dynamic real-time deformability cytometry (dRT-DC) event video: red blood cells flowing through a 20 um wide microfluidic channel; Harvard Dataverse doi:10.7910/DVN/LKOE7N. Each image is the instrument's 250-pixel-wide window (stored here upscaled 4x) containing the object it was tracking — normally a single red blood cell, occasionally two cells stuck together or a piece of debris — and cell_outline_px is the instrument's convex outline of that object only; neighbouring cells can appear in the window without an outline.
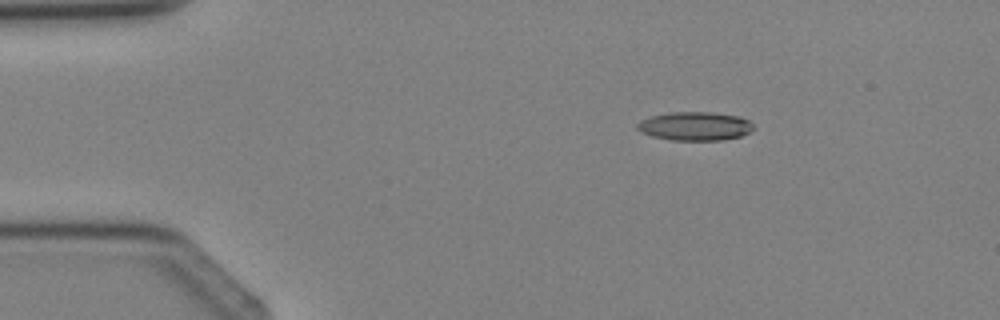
{"species": "Egyptian fruit bat (a non-hibernating species)", "species_latin": "Rousettus aegyptiacus", "temperature_condition": "cold", "stored_images_in_passage": 3, "camera_frame_rate_fps": 3000, "um_per_image_px": 0.085, "animal": {"sex": "female"}, "frame": {"image": 1, "passage_image": 2, "time_ms": 1.0, "image_size_px": [1000, 320], "cell_outline_px": [[756, 128], [740, 136], [724, 140], [672, 140], [652, 136], [636, 128], [636, 124], [640, 120], [652, 116], [672, 112], [712, 112], [740, 116], [748, 120]], "centroid_in_image_um": [59.1, 10.72], "position_along_channel_um": 25.9, "area_um2": 19.36}}